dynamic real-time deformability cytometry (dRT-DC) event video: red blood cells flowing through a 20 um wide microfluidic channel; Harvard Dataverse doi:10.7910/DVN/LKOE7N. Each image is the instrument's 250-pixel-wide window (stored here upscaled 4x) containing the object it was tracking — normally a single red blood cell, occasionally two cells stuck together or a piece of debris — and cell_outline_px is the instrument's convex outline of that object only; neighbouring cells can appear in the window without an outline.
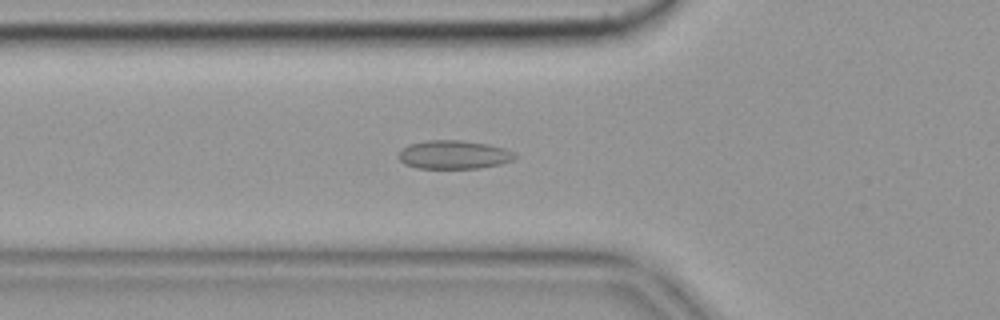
{"species": "common noctule bat (a hibernating species)", "species_latin": "Nyctalus noctula", "temperature_condition": "cold", "stored_images_in_passage": 38, "camera_frame_rate_fps": 3000, "um_per_image_px": 0.085, "animal": {"sex": "female", "body_mass_g": 19.9}, "frame": {"image": 1, "passage_image": 11, "time_ms": 3.333, "image_size_px": [1000, 320], "cell_outline_px": [[516, 156], [512, 160], [500, 164], [480, 168], [416, 168], [404, 164], [396, 156], [408, 144], [428, 140], [460, 140], [488, 144], [504, 148], [516, 152]], "centroid_in_image_um": [38.57, 13.15], "position_along_channel_um": 87.2, "area_um2": 19.42}, "authors_computed_cell_mechanics": {"area_um2": 19.3052, "velocity_mm_per_s": 3.5341, "shape_relaxation_time_tau1_ms": null, "shape_relaxation_time_tau2_ms": 1.1217, "deformation_change_tau1": null, "deformation_change_tau2": 0.0614}}